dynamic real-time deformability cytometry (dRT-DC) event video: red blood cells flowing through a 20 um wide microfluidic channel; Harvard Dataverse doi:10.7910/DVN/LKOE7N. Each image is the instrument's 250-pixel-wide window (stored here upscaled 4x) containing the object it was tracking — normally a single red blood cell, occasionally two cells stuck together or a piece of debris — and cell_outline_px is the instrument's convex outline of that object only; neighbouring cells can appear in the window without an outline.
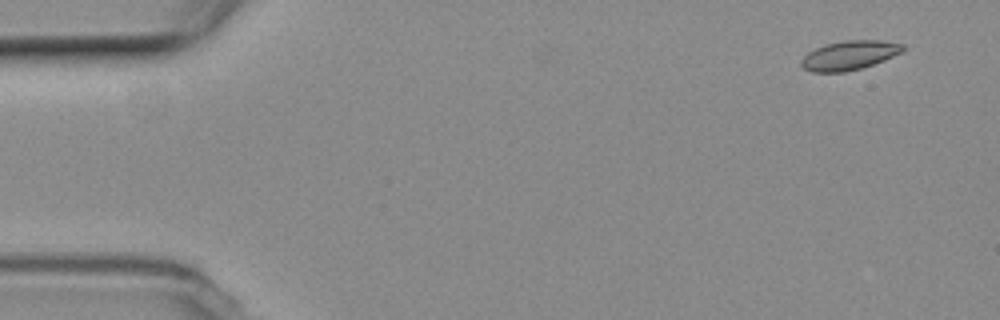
{"species": "common noctule bat (a hibernating species)", "species_latin": "Nyctalus noctula", "temperature_condition": "room temperature", "stored_images_in_passage": 11, "camera_frame_rate_fps": 3000, "um_per_image_px": 0.085, "animal": {"sex": "female", "body_mass_g": 19.3, "forearm_length_mm": 54.1}, "frame": {"image": 1, "passage_image": 4, "time_ms": 1.0, "image_size_px": [1000, 320], "cell_outline_px": [[904, 48], [900, 52], [884, 60], [860, 68], [844, 72], [812, 72], [804, 68], [800, 64], [800, 60], [808, 52], [816, 48], [828, 44], [844, 40], [880, 40], [904, 44]], "centroid_in_image_um": [72.16, 4.7], "position_along_channel_um": 12.8, "area_um2": 17.05}}